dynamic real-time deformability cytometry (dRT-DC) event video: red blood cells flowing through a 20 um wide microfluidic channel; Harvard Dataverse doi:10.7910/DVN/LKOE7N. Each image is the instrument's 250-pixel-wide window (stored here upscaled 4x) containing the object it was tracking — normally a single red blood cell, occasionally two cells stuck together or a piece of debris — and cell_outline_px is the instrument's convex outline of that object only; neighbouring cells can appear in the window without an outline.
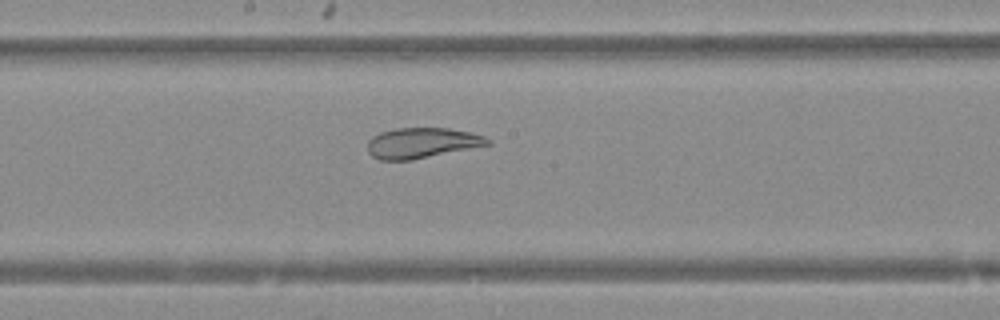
{"species": "Egyptian fruit bat (a non-hibernating species)", "species_latin": "Rousettus aegyptiacus", "temperature_condition": "warm", "stored_images_in_passage": 25, "camera_frame_rate_fps": 3000, "um_per_image_px": 0.085, "animal": {"sex": "female"}, "frame": {"image": 1, "passage_image": 11, "time_ms": 3.333, "image_size_px": [1000, 320], "cell_outline_px": [[492, 144], [412, 160], [380, 160], [372, 156], [368, 152], [368, 140], [372, 136], [380, 132], [396, 128], [448, 128], [468, 132], [484, 136], [492, 140]], "centroid_in_image_um": [35.85, 12.15], "position_along_channel_um": 212.3, "area_um2": 21.33}}
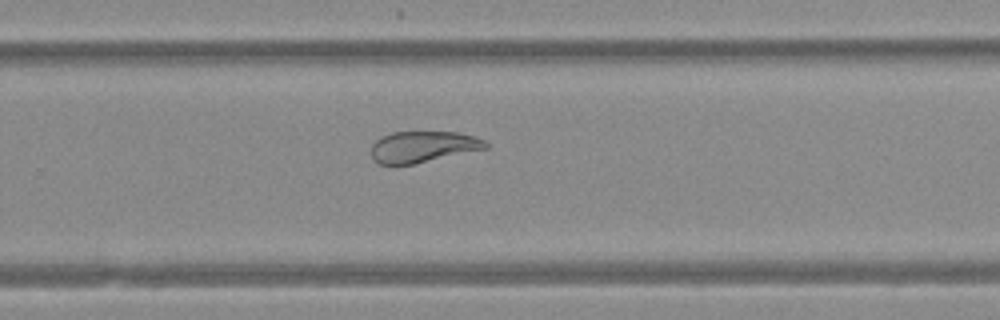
{"frame": {"image": 2, "passage_image": 17, "time_ms": 5.333, "image_size_px": [1000, 320], "cell_outline_px": [[488, 148], [412, 164], [380, 164], [372, 156], [372, 144], [380, 136], [392, 132], [460, 132], [484, 140], [488, 144]], "centroid_in_image_um": [35.95, 12.46], "position_along_channel_um": 293.9, "area_um2": 20.58}}
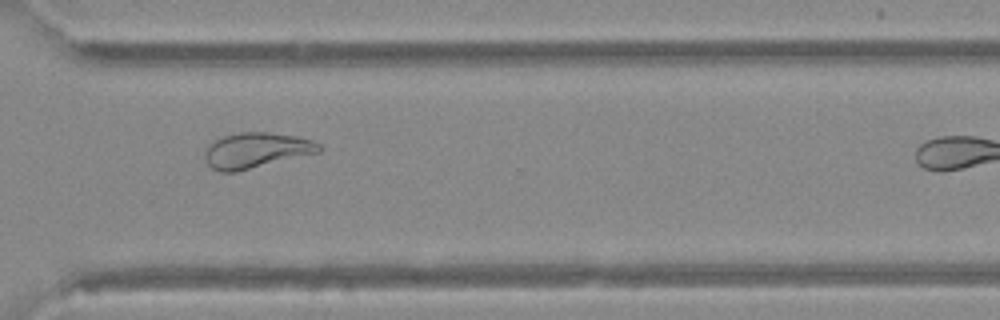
{"frame": {"image": 3, "passage_image": 21, "time_ms": 6.667, "image_size_px": [1000, 320], "cell_outline_px": [[324, 148], [320, 152], [236, 172], [220, 172], [212, 168], [204, 160], [204, 152], [208, 144], [224, 136], [240, 132], [268, 132], [296, 136], [312, 140], [320, 144]], "centroid_in_image_um": [21.77, 12.78], "position_along_channel_um": 348.8, "area_um2": 23.7}}